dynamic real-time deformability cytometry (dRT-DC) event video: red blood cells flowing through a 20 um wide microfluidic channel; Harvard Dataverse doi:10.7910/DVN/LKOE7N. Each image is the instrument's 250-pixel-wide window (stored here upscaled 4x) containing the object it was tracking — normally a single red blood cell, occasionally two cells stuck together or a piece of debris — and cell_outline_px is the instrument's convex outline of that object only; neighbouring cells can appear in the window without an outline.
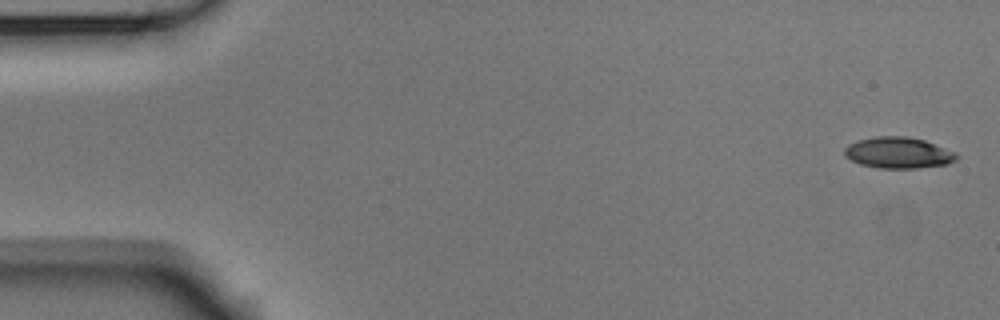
{"species": "Egyptian fruit bat (a non-hibernating species)", "species_latin": "Rousettus aegyptiacus", "temperature_condition": "room temperature", "stored_images_in_passage": 4, "camera_frame_rate_fps": 3000, "um_per_image_px": 0.085, "animal": {"sex": "male"}, "frame": {"image": 1, "passage_image": 1, "time_ms": 0.0, "image_size_px": [1000, 320], "cell_outline_px": [[956, 160], [948, 164], [916, 168], [880, 168], [860, 164], [844, 156], [844, 148], [848, 144], [856, 140], [876, 136], [908, 136], [924, 140], [956, 152]], "centroid_in_image_um": [76.33, 12.97], "position_along_channel_um": 8.7, "area_um2": 20.4}}
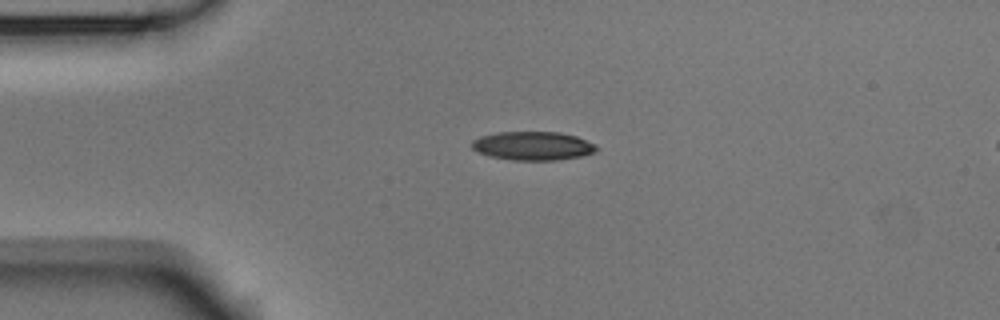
{"frame": {"image": 2, "passage_image": 4, "time_ms": 1.0, "image_size_px": [1000, 320], "cell_outline_px": [[600, 148], [596, 152], [580, 156], [556, 160], [512, 160], [492, 156], [480, 152], [472, 148], [472, 140], [480, 136], [496, 132], [560, 132], [576, 136], [596, 144]], "centroid_in_image_um": [45.33, 12.39], "position_along_channel_um": 39.7, "area_um2": 20.81}}